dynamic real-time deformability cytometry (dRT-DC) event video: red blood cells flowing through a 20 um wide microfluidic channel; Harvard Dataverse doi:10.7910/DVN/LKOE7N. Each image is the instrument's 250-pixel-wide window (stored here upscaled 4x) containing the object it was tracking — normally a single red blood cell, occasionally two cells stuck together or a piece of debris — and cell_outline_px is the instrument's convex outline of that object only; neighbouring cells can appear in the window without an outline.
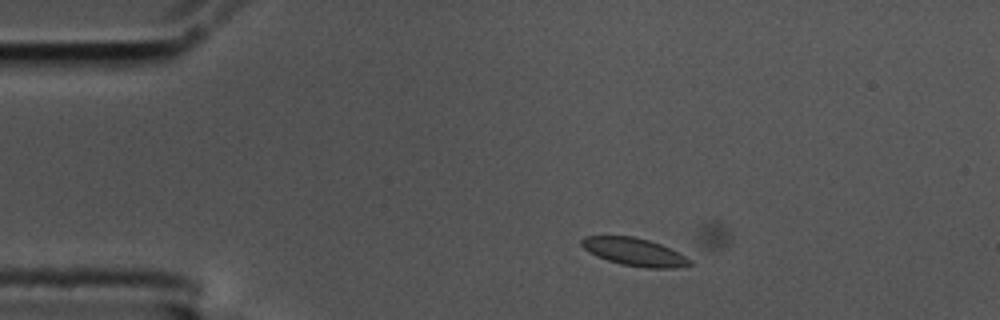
{"species": "common noctule bat (a hibernating species)", "species_latin": "Nyctalus noctula", "temperature_condition": "cold", "stored_images_in_passage": 8, "segment_of_instrument_passage": [2, 2], "camera_frame_rate_fps": 3000, "um_per_image_px": 0.085, "animal": {"sex": "male", "body_mass_g": 17.5, "forearm_length_mm": 52.3}, "frame": {"image": 1, "passage_image": 6, "time_ms": 1.667, "image_size_px": [1000, 320], "cell_outline_px": [[692, 264], [676, 268], [648, 268], [620, 264], [596, 256], [584, 248], [580, 244], [580, 240], [584, 236], [632, 236], [648, 240], [660, 244], [692, 256]], "centroid_in_image_um": [54.0, 21.42], "position_along_channel_um": 31.0, "area_um2": 17.8}}